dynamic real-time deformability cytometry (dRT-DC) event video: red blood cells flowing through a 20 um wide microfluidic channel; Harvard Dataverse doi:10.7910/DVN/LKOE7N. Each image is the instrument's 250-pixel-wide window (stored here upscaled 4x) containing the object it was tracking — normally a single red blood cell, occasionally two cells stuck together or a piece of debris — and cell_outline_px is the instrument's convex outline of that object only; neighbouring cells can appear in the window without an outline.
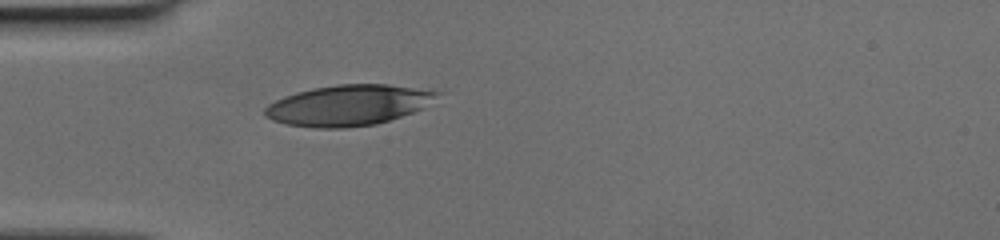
{"species": "human", "species_latin": "Homo sapiens", "temperature_condition": "cold", "stored_images_in_passage": 37, "camera_frame_rate_fps": 3000, "um_per_image_px": 0.085, "donor": {"sex": "female"}, "frame": {"image": 1, "passage_image": 1, "time_ms": 0.0, "image_size_px": [1000, 240], "cell_outline_px": [[444, 92], [424, 108], [376, 124], [344, 128], [312, 128], [284, 124], [272, 120], [264, 116], [264, 108], [268, 104], [284, 96], [296, 92], [312, 88], [336, 84], [388, 84]], "centroid_in_image_um": [29.59, 8.94], "position_along_channel_um": 55.4, "area_um2": 41.04}}
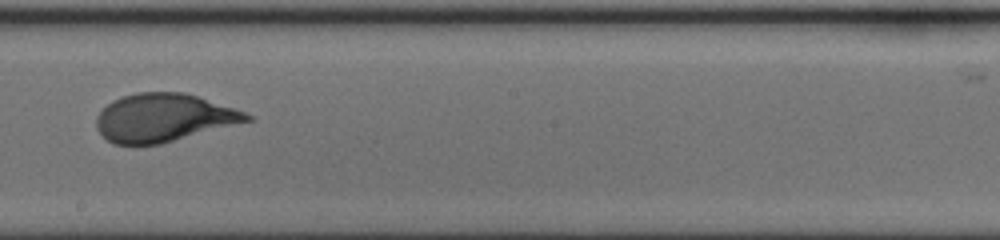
{"frame": {"image": 2, "passage_image": 15, "time_ms": 4.667, "image_size_px": [1000, 240], "cell_outline_px": [[252, 120], [160, 144], [112, 144], [96, 128], [96, 116], [112, 100], [120, 96], [136, 92], [184, 92], [244, 112], [252, 116]], "centroid_in_image_um": [13.86, 10.0], "position_along_channel_um": 234.3, "area_um2": 41.67}}
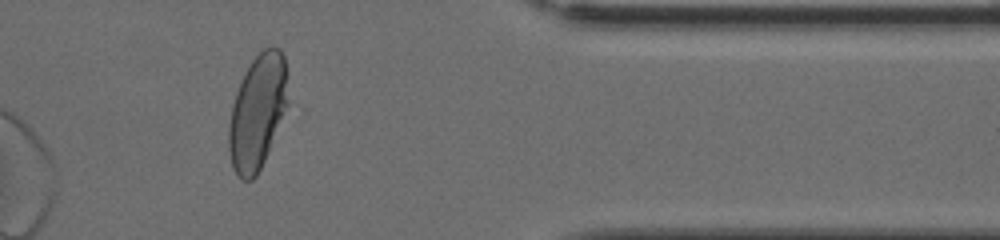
{"frame": {"image": 3, "passage_image": 28, "time_ms": 9.0, "image_size_px": [1000, 240], "cell_outline_px": [[288, 104], [264, 160], [256, 176], [252, 180], [240, 180], [236, 176], [232, 168], [228, 148], [228, 124], [232, 104], [236, 92], [244, 72], [252, 60], [264, 48], [272, 44], [280, 48], [284, 56]], "centroid_in_image_um": [21.85, 9.52], "position_along_channel_um": 389.5, "area_um2": 39.54}}